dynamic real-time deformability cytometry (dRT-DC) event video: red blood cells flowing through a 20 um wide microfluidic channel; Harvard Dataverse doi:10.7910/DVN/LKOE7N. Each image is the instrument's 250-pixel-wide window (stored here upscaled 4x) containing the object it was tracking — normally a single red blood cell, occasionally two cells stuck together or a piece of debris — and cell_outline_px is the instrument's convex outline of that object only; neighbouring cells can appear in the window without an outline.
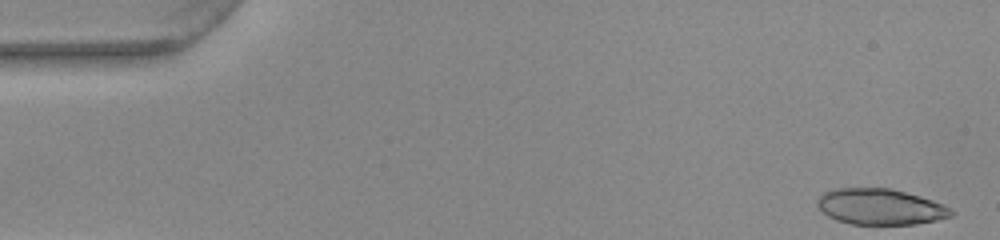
{"species": "common noctule bat (a hibernating species)", "species_latin": "Nyctalus noctula", "temperature_condition": "warm", "stored_images_in_passage": 41, "camera_frame_rate_fps": 3000, "um_per_image_px": 0.085, "animal": {"sex": "female", "body_mass_g": 22.0, "forearm_length_mm": 56.7}, "frame": {"image": 1, "passage_image": 1, "time_ms": 0.0, "image_size_px": [1000, 240], "cell_outline_px": [[952, 216], [936, 220], [916, 224], [852, 224], [836, 220], [828, 216], [816, 204], [820, 196], [824, 192], [832, 188], [892, 188], [920, 196], [932, 200], [948, 208], [952, 212]], "centroid_in_image_um": [74.79, 17.56], "position_along_channel_um": 10.2, "area_um2": 27.8}}
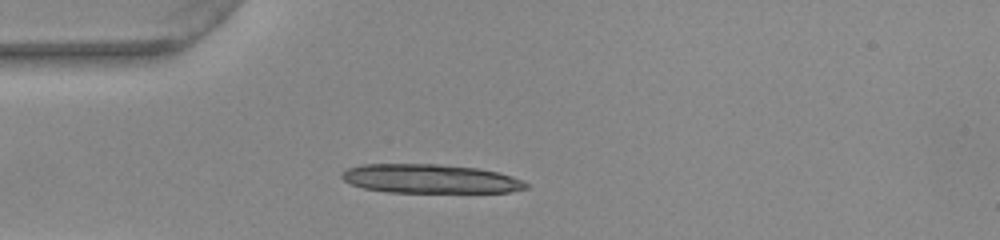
{"frame": {"image": 2, "passage_image": 13, "time_ms": 4.0, "image_size_px": [1000, 240], "cell_outline_px": [[528, 188], [508, 192], [388, 192], [364, 188], [352, 184], [344, 180], [340, 176], [348, 168], [364, 164], [436, 164], [476, 168], [496, 172], [512, 176], [528, 184]], "centroid_in_image_um": [36.56, 15.2], "position_along_channel_um": 48.4, "area_um2": 30.75}}